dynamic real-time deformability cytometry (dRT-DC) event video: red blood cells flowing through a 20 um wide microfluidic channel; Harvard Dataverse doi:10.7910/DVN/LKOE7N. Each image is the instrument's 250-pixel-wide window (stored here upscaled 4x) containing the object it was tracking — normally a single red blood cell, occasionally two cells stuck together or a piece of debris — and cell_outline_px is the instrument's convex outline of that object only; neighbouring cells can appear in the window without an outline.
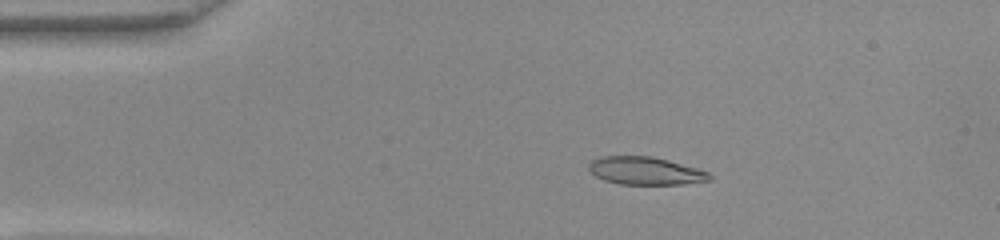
{"species": "common noctule bat (a hibernating species)", "species_latin": "Nyctalus noctula", "temperature_condition": "warm", "stored_images_in_passage": 52, "camera_frame_rate_fps": 3000, "um_per_image_px": 0.085, "animal": {"sex": "female", "body_mass_g": 22.0, "forearm_length_mm": 56.7}, "frame": {"image": 1, "passage_image": 10, "time_ms": 3.0, "image_size_px": [1000, 240], "cell_outline_px": [[712, 180], [684, 184], [620, 184], [604, 180], [596, 176], [588, 168], [588, 164], [592, 160], [600, 156], [652, 156], [668, 160], [696, 168], [708, 172], [712, 176]], "centroid_in_image_um": [54.86, 14.52], "position_along_channel_um": 30.1, "area_um2": 19.54}}
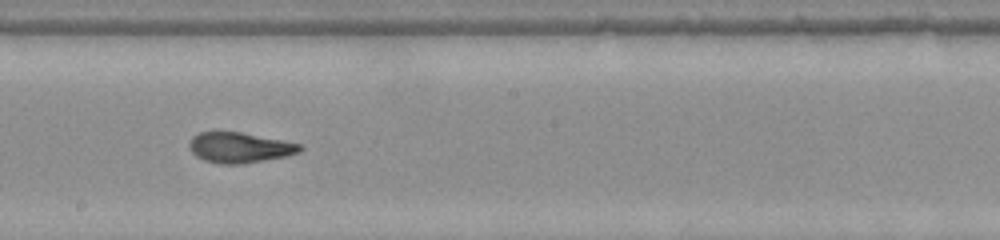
{"frame": {"image": 2, "passage_image": 29, "time_ms": 9.333, "image_size_px": [1000, 240], "cell_outline_px": [[304, 148], [300, 152], [288, 156], [240, 164], [220, 164], [204, 160], [196, 156], [192, 152], [188, 144], [192, 136], [200, 132], [240, 132], [300, 144]], "centroid_in_image_um": [20.35, 12.55], "position_along_channel_um": 227.8, "area_um2": 19.48}}
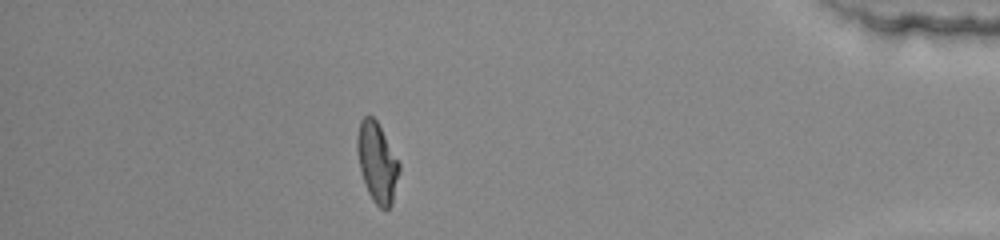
{"frame": {"image": 3, "passage_image": 46, "time_ms": 15.0, "image_size_px": [1000, 240], "cell_outline_px": [[400, 172], [392, 204], [388, 208], [380, 208], [372, 200], [368, 192], [360, 168], [356, 152], [356, 136], [360, 120], [364, 116], [372, 116], [376, 120], [400, 164]], "centroid_in_image_um": [32.04, 13.8], "position_along_channel_um": 403.2, "area_um2": 19.48}, "authors_computed_cell_mechanics": {"area_um2": 19.652, "velocity_mm_per_s": 3.925, "shape_relaxation_time_tau1_ms": null, "shape_relaxation_time_tau2_ms": 1.2257, "deformation_change_tau1": null, "deformation_change_tau2": 0.0824}}